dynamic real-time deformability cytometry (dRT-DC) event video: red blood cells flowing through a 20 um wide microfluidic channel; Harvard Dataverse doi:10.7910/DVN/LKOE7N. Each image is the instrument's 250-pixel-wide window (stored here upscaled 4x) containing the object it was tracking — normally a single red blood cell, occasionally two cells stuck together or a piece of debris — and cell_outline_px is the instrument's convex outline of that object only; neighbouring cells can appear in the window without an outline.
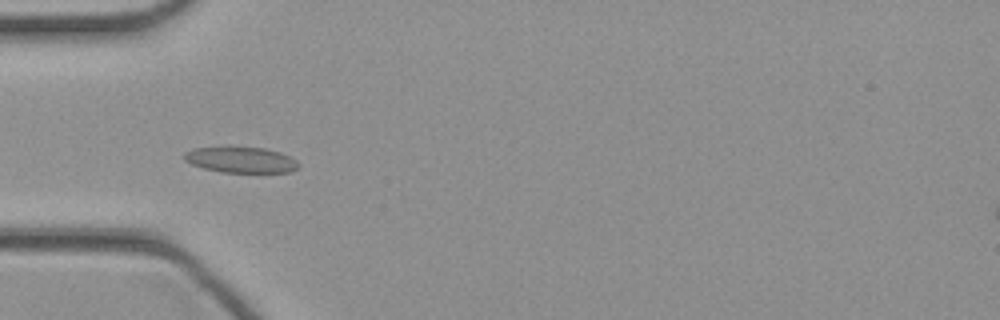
{"species": "common noctule bat (a hibernating species)", "species_latin": "Nyctalus noctula", "temperature_condition": "cold", "stored_images_in_passage": 43, "camera_frame_rate_fps": 3000, "um_per_image_px": 0.085, "animal": {"sex": "female", "body_mass_g": 21.9}, "frame": {"image": 1, "passage_image": 12, "time_ms": 3.667, "image_size_px": [1000, 320], "cell_outline_px": [[300, 168], [292, 172], [220, 172], [204, 168], [192, 164], [184, 160], [184, 152], [192, 148], [224, 144], [228, 144], [264, 148], [280, 152], [296, 160], [300, 164]], "centroid_in_image_um": [20.44, 13.53], "position_along_channel_um": 64.6, "area_um2": 18.09}}
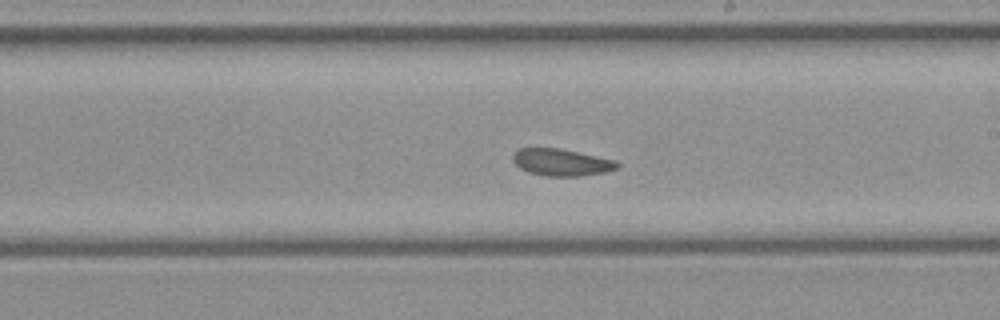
{"frame": {"image": 2, "passage_image": 24, "time_ms": 7.667, "image_size_px": [1000, 320], "cell_outline_px": [[620, 164], [616, 168], [604, 172], [580, 176], [544, 176], [528, 172], [520, 168], [512, 160], [512, 156], [520, 148], [560, 148], [616, 160]], "centroid_in_image_um": [47.71, 13.8], "position_along_channel_um": 241.3, "area_um2": 16.36}}
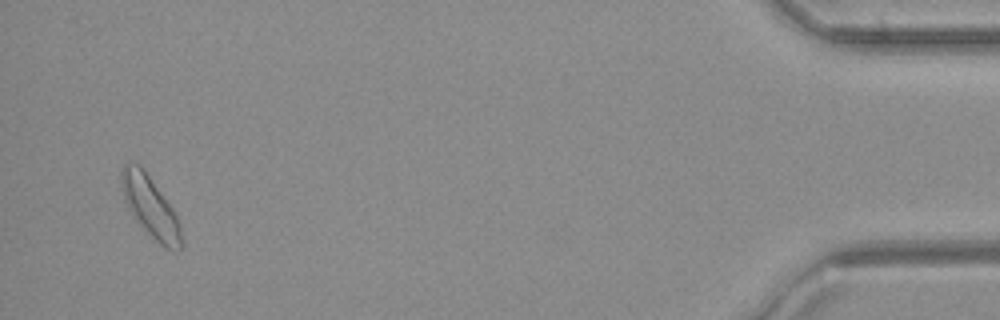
{"frame": {"image": 3, "passage_image": 42, "time_ms": 13.667, "image_size_px": [1000, 320], "cell_outline_px": [[184, 244], [176, 252], [172, 252], [164, 248], [140, 228], [132, 216], [124, 200], [120, 184], [120, 172], [124, 164], [128, 160], [140, 164], [176, 212], [180, 224]], "centroid_in_image_um": [12.78, 17.61], "position_along_channel_um": 422.4, "area_um2": 22.2}}